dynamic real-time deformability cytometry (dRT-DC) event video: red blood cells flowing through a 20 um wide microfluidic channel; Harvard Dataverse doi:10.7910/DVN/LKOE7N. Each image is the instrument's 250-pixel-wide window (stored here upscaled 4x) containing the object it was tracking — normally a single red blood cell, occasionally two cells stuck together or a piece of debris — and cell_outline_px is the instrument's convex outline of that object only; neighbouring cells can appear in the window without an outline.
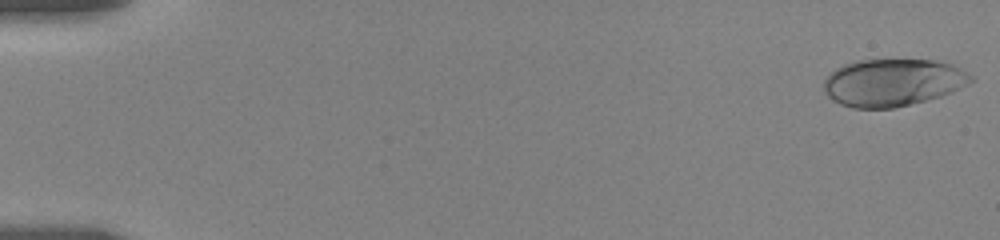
{"species": "human", "species_latin": "Homo sapiens", "temperature_condition": "room temperature", "stored_images_in_passage": 18, "camera_frame_rate_fps": 3000, "um_per_image_px": 0.085, "donor": {"sex": "female"}, "frame": {"image": 1, "passage_image": 1, "time_ms": 0.0, "image_size_px": [1000, 240], "cell_outline_px": [[976, 80], [952, 92], [940, 96], [896, 108], [852, 108], [840, 104], [832, 100], [824, 92], [824, 80], [836, 68], [844, 64], [856, 60], [932, 60], [948, 64], [960, 68], [972, 76]], "centroid_in_image_um": [75.87, 7.02], "position_along_channel_um": 9.1, "area_um2": 40.52}}
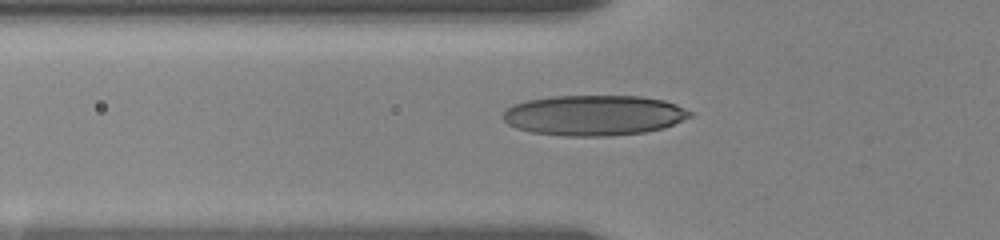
{"frame": {"image": 2, "passage_image": 16, "time_ms": 6.333, "image_size_px": [1000, 240], "cell_outline_px": [[692, 116], [664, 128], [644, 132], [608, 136], [564, 136], [532, 132], [516, 128], [508, 124], [504, 120], [504, 108], [512, 104], [528, 100], [552, 96], [640, 96], [664, 100], [676, 104], [692, 112]], "centroid_in_image_um": [50.47, 9.8], "position_along_channel_um": 75.3, "area_um2": 44.1}}
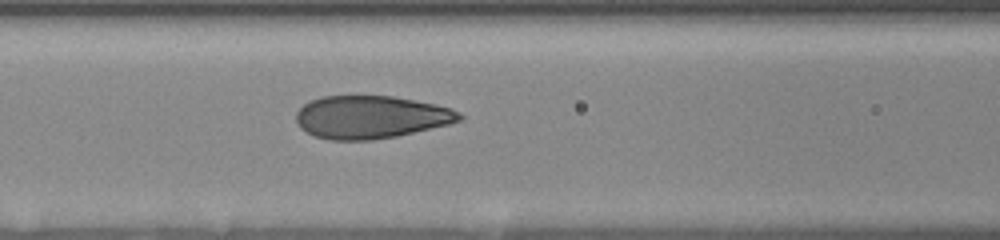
{"frame": {"image": 3, "passage_image": 18, "time_ms": 8.0, "image_size_px": [1000, 240], "cell_outline_px": [[464, 116], [460, 120], [448, 124], [396, 136], [372, 140], [328, 140], [316, 136], [300, 128], [296, 124], [296, 112], [304, 104], [320, 96], [392, 96], [436, 104], [452, 108], [460, 112]], "centroid_in_image_um": [31.51, 9.95], "position_along_channel_um": 135.1, "area_um2": 40.69}}